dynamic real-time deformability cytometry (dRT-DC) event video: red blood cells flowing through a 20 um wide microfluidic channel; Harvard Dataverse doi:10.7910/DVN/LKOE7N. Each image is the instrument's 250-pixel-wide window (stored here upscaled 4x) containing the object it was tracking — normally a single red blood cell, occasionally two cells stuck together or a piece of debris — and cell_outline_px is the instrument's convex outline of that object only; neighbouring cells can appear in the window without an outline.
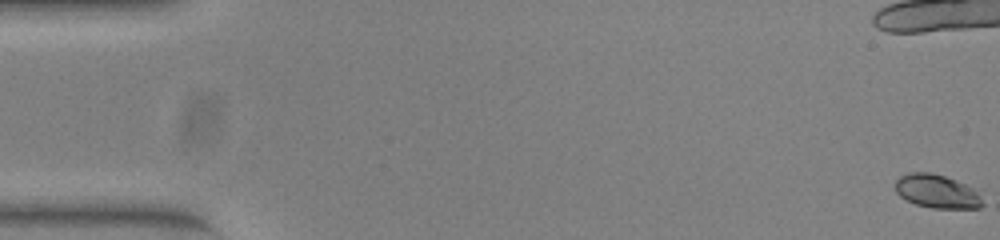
{"species": "common noctule bat (a hibernating species)", "species_latin": "Nyctalus noctula", "temperature_condition": "warm", "stored_images_in_passage": 20, "camera_frame_rate_fps": 3000, "um_per_image_px": 0.085, "animal": {"sex": "female", "body_mass_g": 23.0, "forearm_length_mm": 53.4}, "frame": {"image": 1, "passage_image": 1, "time_ms": 0.0, "image_size_px": [1000, 240], "cell_outline_px": [[984, 204], [980, 208], [932, 208], [916, 204], [900, 196], [896, 192], [896, 180], [900, 176], [908, 172], [932, 172], [956, 180], [972, 188], [980, 196]], "centroid_in_image_um": [79.63, 16.26], "position_along_channel_um": 5.4, "area_um2": 16.94}}